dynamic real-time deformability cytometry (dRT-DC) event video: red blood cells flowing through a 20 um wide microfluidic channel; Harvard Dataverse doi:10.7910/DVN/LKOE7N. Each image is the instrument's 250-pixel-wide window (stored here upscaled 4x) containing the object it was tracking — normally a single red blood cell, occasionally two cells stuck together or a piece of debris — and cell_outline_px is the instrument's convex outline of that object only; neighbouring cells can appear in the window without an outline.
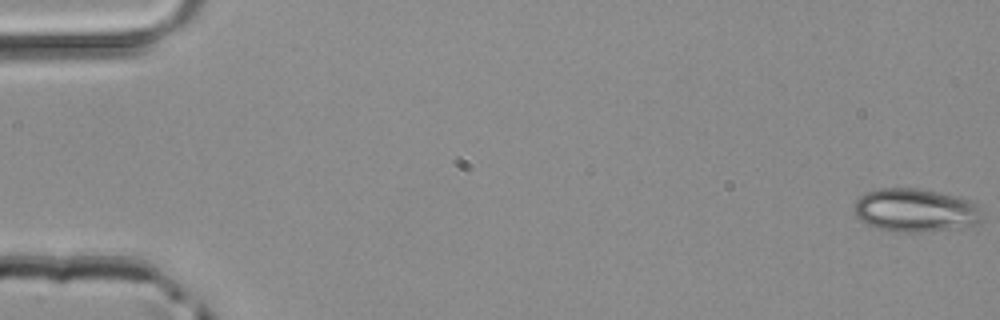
{"species": "common noctule bat (a hibernating species)", "species_latin": "Nyctalus noctula", "temperature_condition": "room temperature", "stored_images_in_passage": 49, "camera_frame_rate_fps": 3000, "um_per_image_px": 0.085, "animal": {"sex": "male", "body_mass_g": 20.4}, "frame": {"image": 1, "passage_image": 1, "time_ms": 0.0, "image_size_px": [1000, 320], "cell_outline_px": [[984, 220], [976, 224], [960, 228], [920, 232], [892, 232], [876, 228], [864, 224], [856, 216], [852, 208], [856, 200], [864, 192], [880, 188], [916, 188], [956, 196], [968, 200], [976, 204], [980, 208]], "centroid_in_image_um": [77.77, 17.89], "position_along_channel_um": 7.2, "area_um2": 32.83}}
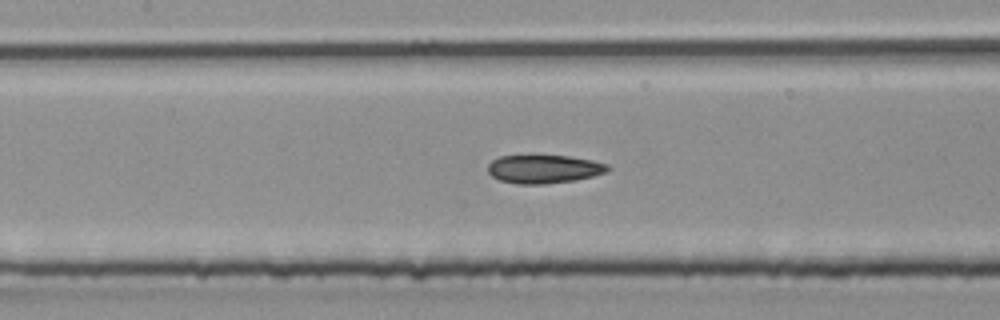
{"frame": {"image": 2, "passage_image": 23, "time_ms": 7.333, "image_size_px": [1000, 320], "cell_outline_px": [[612, 168], [604, 172], [592, 176], [576, 180], [544, 184], [516, 184], [500, 180], [492, 176], [488, 172], [488, 164], [492, 160], [500, 156], [568, 156], [592, 160], [608, 164]], "centroid_in_image_um": [46.23, 14.37], "position_along_channel_um": 161.2, "area_um2": 19.77}}
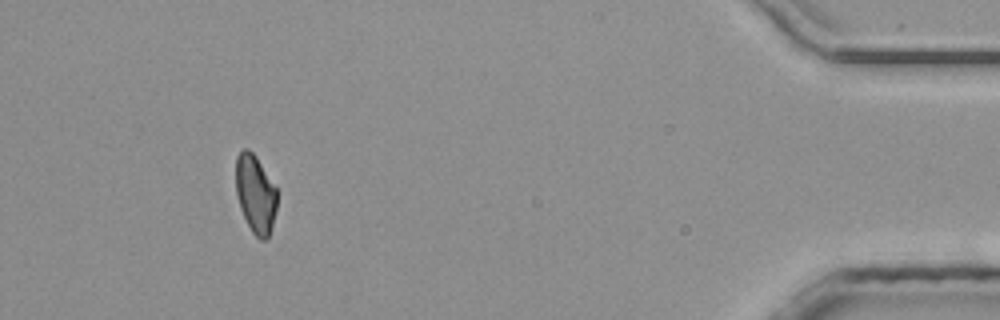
{"frame": {"image": 3, "passage_image": 45, "time_ms": 14.667, "image_size_px": [1000, 320], "cell_outline_px": [[276, 208], [268, 240], [260, 240], [252, 232], [240, 208], [236, 192], [236, 156], [244, 148], [248, 148], [256, 156], [276, 188]], "centroid_in_image_um": [21.7, 16.49], "position_along_channel_um": 413.5, "area_um2": 18.61}}